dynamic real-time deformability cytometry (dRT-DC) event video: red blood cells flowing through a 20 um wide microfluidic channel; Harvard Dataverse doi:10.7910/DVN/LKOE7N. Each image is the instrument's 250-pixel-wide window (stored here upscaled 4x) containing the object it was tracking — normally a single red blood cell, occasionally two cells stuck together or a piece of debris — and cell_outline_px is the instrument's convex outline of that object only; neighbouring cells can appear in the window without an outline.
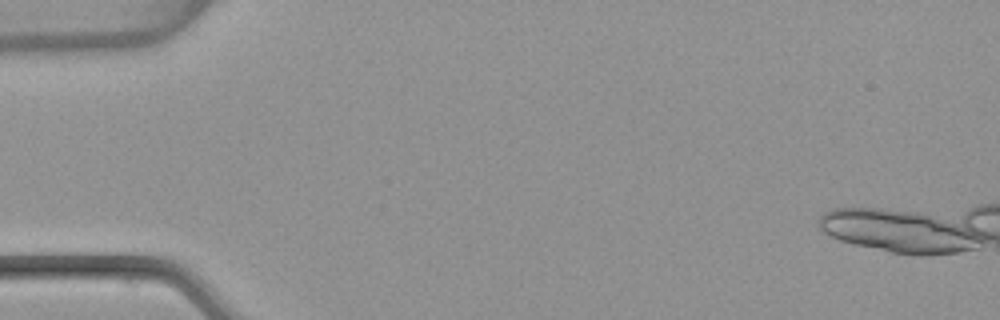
{"species": "common noctule bat (a hibernating species)", "species_latin": "Nyctalus noctula", "temperature_condition": "warm", "stored_images_in_passage": 5, "camera_frame_rate_fps": 3000, "um_per_image_px": 0.085, "animal": {"sex": "female", "body_mass_g": 22.7, "forearm_length_mm": 54.2}, "frame": {"image": 1, "passage_image": 1, "time_ms": 0.0, "image_size_px": [1000, 320], "cell_outline_px": [[972, 236], [960, 248], [948, 252], [900, 252], [864, 244], [848, 240], [840, 236], [840, 212], [872, 212], [928, 220], [952, 228]], "centroid_in_image_um": [76.5, 19.79], "position_along_channel_um": 8.5, "area_um2": 27.51}}